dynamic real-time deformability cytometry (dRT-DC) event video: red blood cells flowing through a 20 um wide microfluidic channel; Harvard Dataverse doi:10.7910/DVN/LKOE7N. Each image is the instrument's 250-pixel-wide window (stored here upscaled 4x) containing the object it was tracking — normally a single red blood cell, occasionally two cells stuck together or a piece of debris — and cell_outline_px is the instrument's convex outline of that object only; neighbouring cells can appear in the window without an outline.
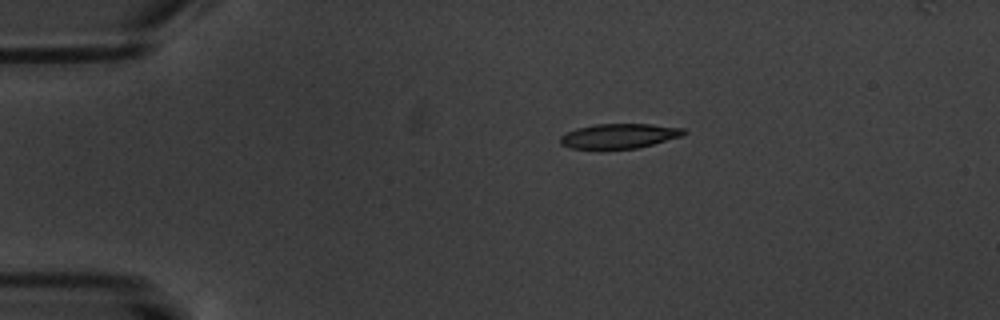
{"species": "common noctule bat (a hibernating species)", "species_latin": "Nyctalus noctula", "temperature_condition": "warm", "stored_images_in_passage": 4, "camera_frame_rate_fps": 3000, "um_per_image_px": 0.085, "animal": {"sex": "male", "body_mass_g": 20.1, "forearm_length_mm": 53.5}, "frame": {"image": 1, "passage_image": 1, "time_ms": 0.0, "image_size_px": [1000, 320], "cell_outline_px": [[688, 132], [684, 136], [636, 148], [572, 148], [560, 144], [560, 136], [576, 128], [596, 124], [652, 124], [684, 128]], "centroid_in_image_um": [52.68, 11.54], "position_along_channel_um": 32.3, "area_um2": 17.69}}
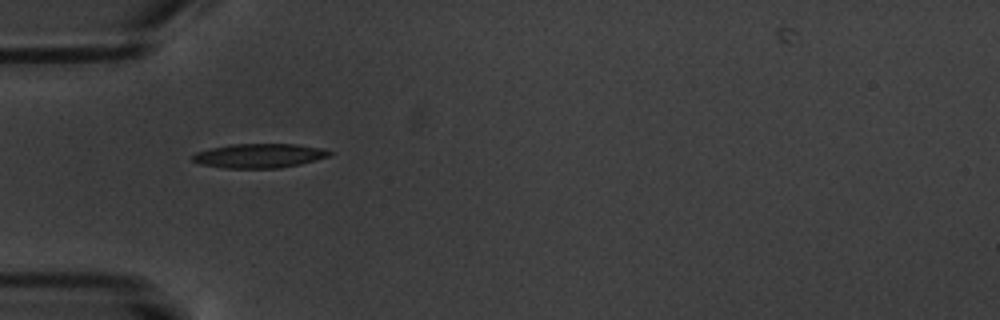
{"frame": {"image": 2, "passage_image": 3, "time_ms": 2.333, "image_size_px": [1000, 320], "cell_outline_px": [[332, 156], [300, 164], [280, 168], [224, 168], [200, 164], [192, 160], [192, 156], [196, 152], [212, 148], [232, 144], [296, 144], [320, 148], [332, 152]], "centroid_in_image_um": [22.05, 13.24], "position_along_channel_um": 63.0, "area_um2": 19.31}}